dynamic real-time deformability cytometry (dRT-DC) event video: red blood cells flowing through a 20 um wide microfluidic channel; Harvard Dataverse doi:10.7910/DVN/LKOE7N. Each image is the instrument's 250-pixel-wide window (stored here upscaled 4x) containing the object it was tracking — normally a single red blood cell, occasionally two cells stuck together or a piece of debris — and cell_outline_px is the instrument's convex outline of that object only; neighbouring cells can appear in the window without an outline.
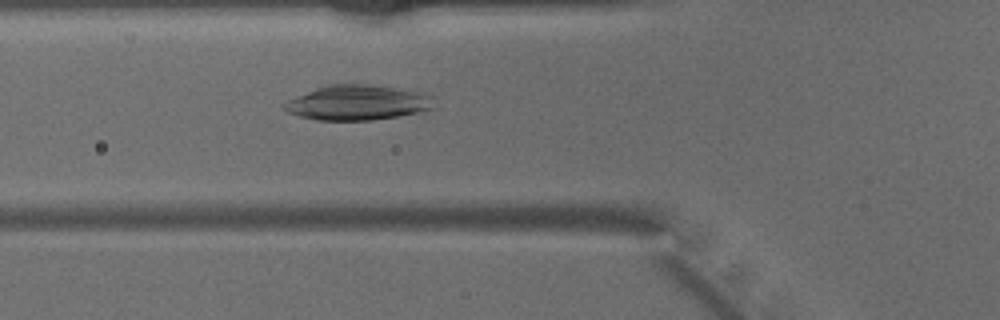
{"species": "common noctule bat (a hibernating species)", "species_latin": "Nyctalus noctula", "temperature_condition": "warm", "stored_images_in_passage": 42, "camera_frame_rate_fps": 3000, "um_per_image_px": 0.085, "animal": {"sex": "male", "body_mass_g": 15.6}, "frame": {"image": 1, "passage_image": 12, "time_ms": 3.667, "image_size_px": [1000, 320], "cell_outline_px": [[436, 108], [396, 116], [372, 120], [316, 120], [300, 116], [288, 112], [280, 104], [296, 96], [316, 88], [328, 84], [372, 84], [420, 92], [432, 96]], "centroid_in_image_um": [30.38, 8.72], "position_along_channel_um": 95.4, "area_um2": 30.52}}
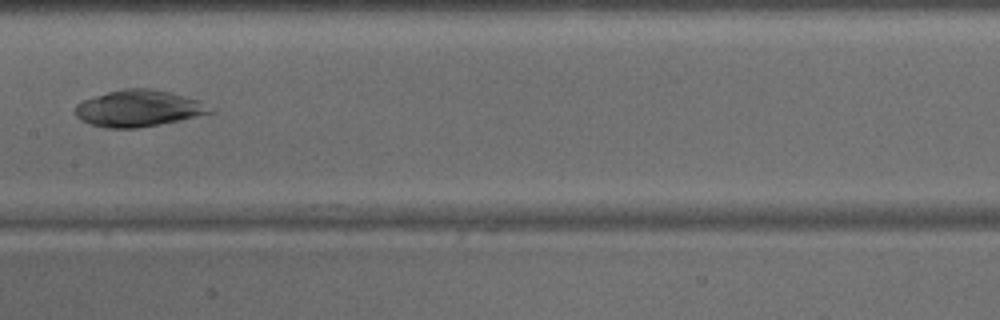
{"frame": {"image": 2, "passage_image": 19, "time_ms": 6.0, "image_size_px": [1000, 320], "cell_outline_px": [[216, 112], [180, 120], [160, 124], [136, 128], [104, 128], [88, 124], [80, 120], [76, 116], [76, 104], [84, 100], [108, 92], [124, 88], [152, 88], [172, 92], [200, 100], [216, 108]], "centroid_in_image_um": [11.84, 9.21], "position_along_channel_um": 195.6, "area_um2": 29.07}}
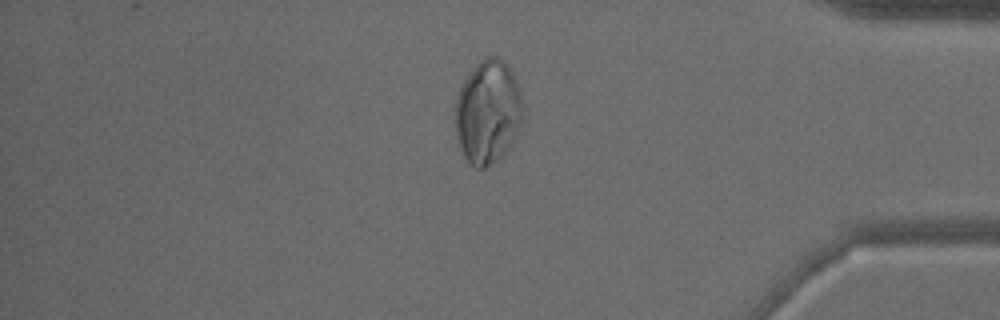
{"frame": {"image": 3, "passage_image": 35, "time_ms": 11.333, "image_size_px": [1000, 320], "cell_outline_px": [[524, 120], [516, 136], [504, 156], [484, 168], [476, 168], [468, 164], [460, 152], [456, 140], [456, 100], [460, 88], [464, 80], [476, 64], [484, 56], [496, 56], [508, 64], [512, 68], [524, 104]], "centroid_in_image_um": [41.5, 9.54], "position_along_channel_um": 393.7, "area_um2": 41.85}}